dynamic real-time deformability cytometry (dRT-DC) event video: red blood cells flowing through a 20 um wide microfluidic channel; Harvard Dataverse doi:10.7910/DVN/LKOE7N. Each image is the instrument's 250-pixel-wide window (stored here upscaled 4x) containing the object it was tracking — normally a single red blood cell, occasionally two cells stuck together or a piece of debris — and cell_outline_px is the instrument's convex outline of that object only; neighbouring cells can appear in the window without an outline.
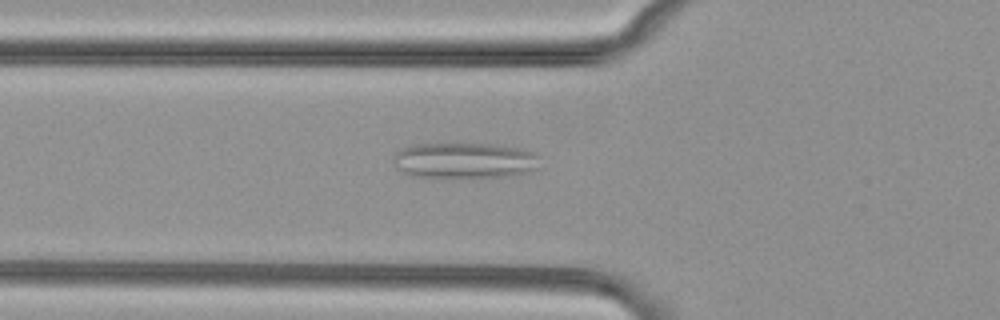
{"species": "common noctule bat (a hibernating species)", "species_latin": "Nyctalus noctula", "temperature_condition": "cold", "stored_images_in_passage": 45, "segment_of_instrument_passage": [1, 2], "camera_frame_rate_fps": 3000, "um_per_image_px": 0.085, "animal": {"sex": "female", "body_mass_g": 29.2, "forearm_length_mm": 56.3}, "frame": {"image": 1, "passage_image": 11, "time_ms": 3.333, "image_size_px": [1000, 320], "cell_outline_px": [[540, 156], [536, 168], [528, 172], [504, 176], [444, 180], [424, 180], [412, 176], [396, 168], [392, 160], [392, 156], [400, 148], [412, 144], [496, 144], [520, 148], [532, 152]], "centroid_in_image_um": [39.37, 13.69], "position_along_channel_um": 86.4, "area_um2": 31.85}}